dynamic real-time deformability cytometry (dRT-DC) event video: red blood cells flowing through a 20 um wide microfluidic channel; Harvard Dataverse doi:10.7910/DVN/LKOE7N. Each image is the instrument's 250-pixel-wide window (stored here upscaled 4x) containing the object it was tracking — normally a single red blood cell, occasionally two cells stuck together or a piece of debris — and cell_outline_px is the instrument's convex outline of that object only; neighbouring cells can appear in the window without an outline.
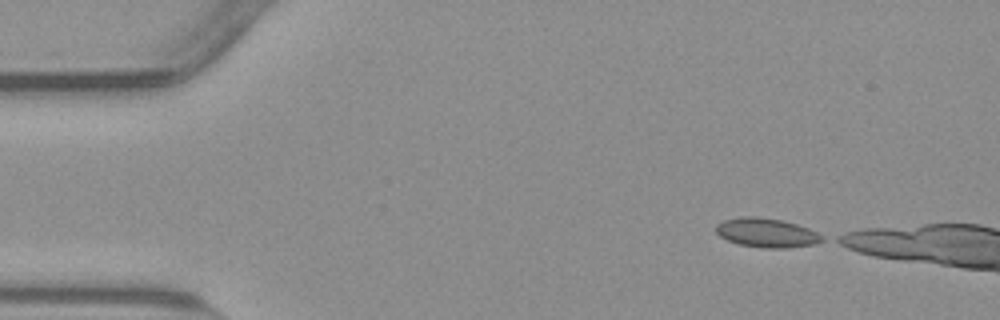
{"species": "common noctule bat (a hibernating species)", "species_latin": "Nyctalus noctula", "temperature_condition": "warm", "stored_images_in_passage": 9, "camera_frame_rate_fps": 3000, "um_per_image_px": 0.085, "animal": {"sex": "male", "body_mass_g": 23.1, "forearm_length_mm": 52.7}, "frame": {"image": 1, "passage_image": 1, "time_ms": 0.0, "image_size_px": [1000, 320], "cell_outline_px": [[824, 240], [816, 244], [788, 248], [764, 248], [740, 244], [728, 240], [720, 236], [716, 232], [716, 224], [724, 220], [744, 216], [756, 216], [784, 220], [808, 228], [824, 236]], "centroid_in_image_um": [65.19, 19.78], "position_along_channel_um": 19.8, "area_um2": 18.09}}